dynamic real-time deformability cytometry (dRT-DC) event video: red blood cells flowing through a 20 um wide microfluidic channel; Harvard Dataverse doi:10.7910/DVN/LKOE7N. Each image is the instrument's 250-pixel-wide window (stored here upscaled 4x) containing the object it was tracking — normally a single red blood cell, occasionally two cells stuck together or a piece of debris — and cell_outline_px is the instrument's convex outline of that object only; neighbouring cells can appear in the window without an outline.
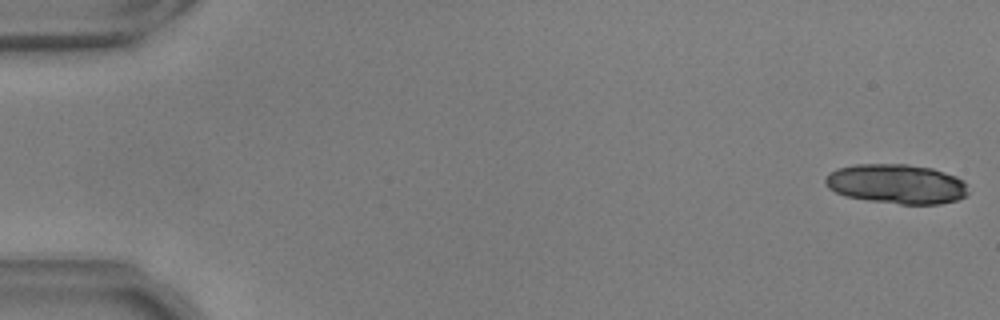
{"species": "common noctule bat (a hibernating species)", "species_latin": "Nyctalus noctula", "temperature_condition": "warm", "stored_images_in_passage": 15, "camera_frame_rate_fps": 3000, "um_per_image_px": 0.085, "animal": {"sex": "male", "body_mass_g": 17.9, "forearm_length_mm": 54.2}, "frame": {"image": 1, "passage_image": 1, "time_ms": 0.0, "image_size_px": [1000, 320], "cell_outline_px": [[968, 192], [964, 196], [956, 200], [940, 204], [900, 204], [868, 200], [844, 196], [828, 188], [824, 184], [824, 180], [836, 168], [856, 164], [908, 164], [932, 168], [956, 176], [964, 180]], "centroid_in_image_um": [76.2, 15.63], "position_along_channel_um": 8.8, "area_um2": 33.0}}